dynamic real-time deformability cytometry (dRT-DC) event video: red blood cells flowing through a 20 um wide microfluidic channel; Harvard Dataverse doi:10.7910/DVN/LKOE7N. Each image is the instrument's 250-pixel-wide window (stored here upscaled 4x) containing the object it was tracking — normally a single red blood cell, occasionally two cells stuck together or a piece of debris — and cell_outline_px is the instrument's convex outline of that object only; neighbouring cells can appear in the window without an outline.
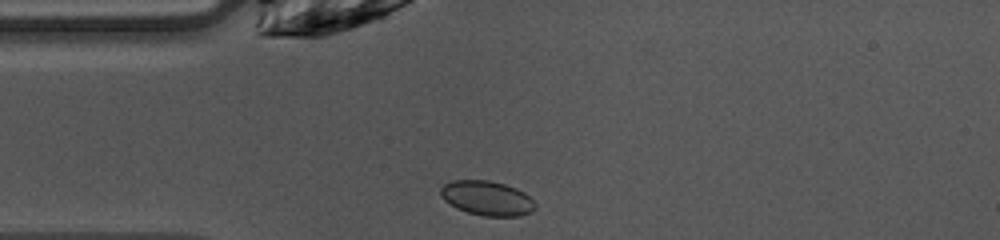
{"species": "common noctule bat (a hibernating species)", "species_latin": "Nyctalus noctula", "temperature_condition": "warm", "stored_images_in_passage": 38, "camera_frame_rate_fps": 3000, "um_per_image_px": 0.085, "animal": {"sex": "female", "body_mass_g": 10.0, "forearm_length_mm": 53.1}, "frame": {"image": 1, "passage_image": 1, "time_ms": 0.0, "image_size_px": [1000, 240], "cell_outline_px": [[536, 208], [532, 212], [520, 216], [484, 216], [468, 212], [456, 208], [444, 200], [440, 196], [440, 188], [444, 184], [452, 180], [488, 180], [504, 184], [516, 188], [524, 192], [536, 204]], "centroid_in_image_um": [41.39, 16.84], "position_along_channel_um": 43.6, "area_um2": 19.13}}
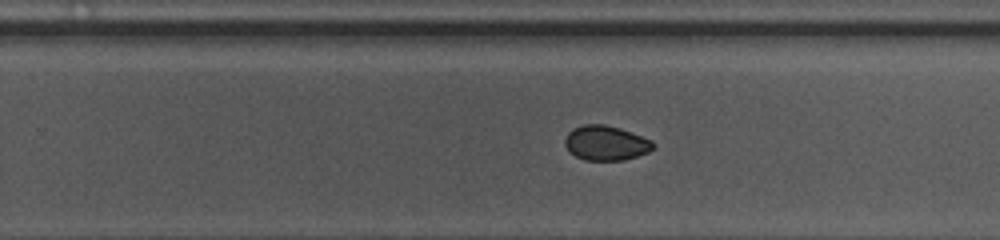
{"frame": {"image": 2, "passage_image": 19, "time_ms": 6.0, "image_size_px": [1000, 240], "cell_outline_px": [[656, 148], [648, 152], [624, 160], [584, 160], [568, 152], [564, 144], [564, 140], [568, 132], [572, 128], [584, 124], [604, 124], [620, 128], [652, 140], [656, 144]], "centroid_in_image_um": [51.49, 12.15], "position_along_channel_um": 278.3, "area_um2": 18.09}}
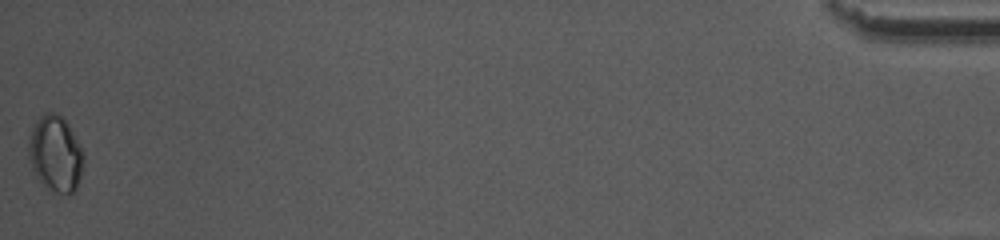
{"frame": {"image": 3, "passage_image": 38, "time_ms": 12.333, "image_size_px": [1000, 240], "cell_outline_px": [[84, 164], [76, 192], [56, 192], [48, 188], [36, 176], [32, 168], [28, 156], [28, 140], [32, 128], [40, 116], [44, 112], [56, 112], [68, 124], [80, 148], [84, 160]], "centroid_in_image_um": [4.7, 13.06], "position_along_channel_um": 430.5, "area_um2": 24.04}, "authors_computed_cell_mechanics": {"area_um2": 18.5827, "velocity_mm_per_s": 4.053, "shape_relaxation_time_tau1_ms": 1.2605, "shape_relaxation_time_tau2_ms": null, "deformation_change_tau1": 0.03, "deformation_change_tau2": null}}